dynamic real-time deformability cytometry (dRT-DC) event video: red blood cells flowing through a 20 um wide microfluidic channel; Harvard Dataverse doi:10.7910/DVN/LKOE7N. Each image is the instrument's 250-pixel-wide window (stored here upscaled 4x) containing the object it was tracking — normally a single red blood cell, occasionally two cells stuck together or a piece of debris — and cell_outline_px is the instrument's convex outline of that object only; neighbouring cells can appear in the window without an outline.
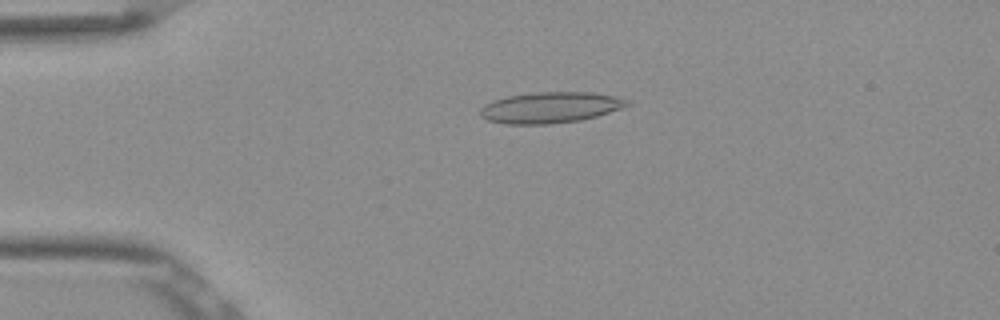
{"species": "Egyptian fruit bat (a non-hibernating species)", "species_latin": "Rousettus aegyptiacus", "temperature_condition": "room temperature", "stored_images_in_passage": 52, "camera_frame_rate_fps": 3000, "um_per_image_px": 0.085, "frame": {"image": 1, "passage_image": 12, "time_ms": 3.667, "image_size_px": [1000, 320], "cell_outline_px": [[632, 104], [596, 116], [580, 120], [548, 124], [504, 124], [488, 120], [480, 116], [480, 108], [484, 104], [492, 100], [508, 96], [532, 92], [592, 92], [632, 100]], "centroid_in_image_um": [46.75, 9.13], "position_along_channel_um": 38.3, "area_um2": 26.59}}
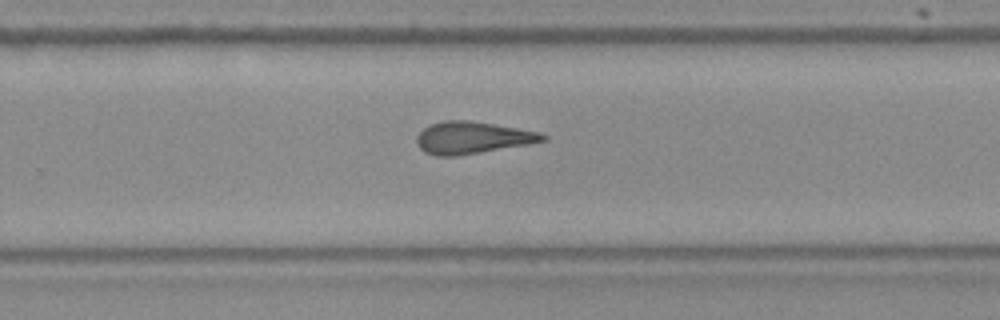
{"frame": {"image": 2, "passage_image": 34, "time_ms": 11.0, "image_size_px": [1000, 320], "cell_outline_px": [[548, 140], [528, 144], [456, 156], [436, 156], [424, 152], [416, 144], [416, 136], [424, 128], [432, 124], [444, 120], [468, 120], [540, 132], [548, 136]], "centroid_in_image_um": [40.13, 11.71], "position_along_channel_um": 289.7, "area_um2": 23.41}}
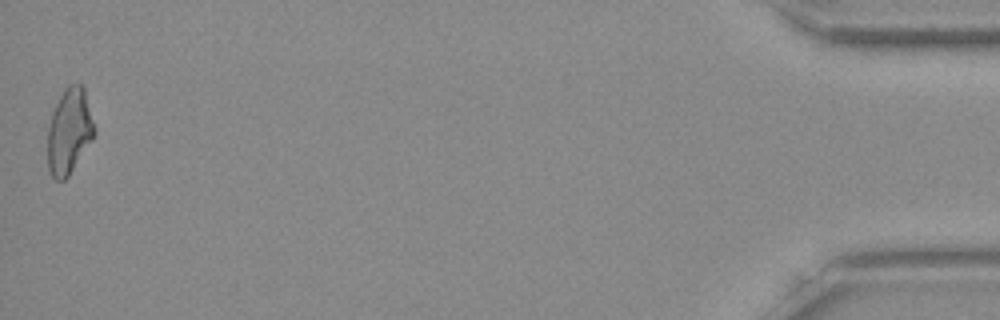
{"frame": {"image": 3, "passage_image": 52, "time_ms": 17.0, "image_size_px": [1000, 320], "cell_outline_px": [[96, 132], [92, 140], [68, 176], [64, 180], [56, 180], [48, 172], [48, 124], [52, 112], [64, 88], [68, 84], [80, 84], [84, 88], [96, 128]], "centroid_in_image_um": [5.89, 11.15], "position_along_channel_um": 429.3, "area_um2": 23.35}, "authors_computed_cell_mechanics": {"area_um2": 23.4668, "velocity_mm_per_s": 3.8816, "shape_relaxation_time_tau1_ms": null, "shape_relaxation_time_tau2_ms": 3.6923, "deformation_change_tau1": null, "deformation_change_tau2": 0.1451}}